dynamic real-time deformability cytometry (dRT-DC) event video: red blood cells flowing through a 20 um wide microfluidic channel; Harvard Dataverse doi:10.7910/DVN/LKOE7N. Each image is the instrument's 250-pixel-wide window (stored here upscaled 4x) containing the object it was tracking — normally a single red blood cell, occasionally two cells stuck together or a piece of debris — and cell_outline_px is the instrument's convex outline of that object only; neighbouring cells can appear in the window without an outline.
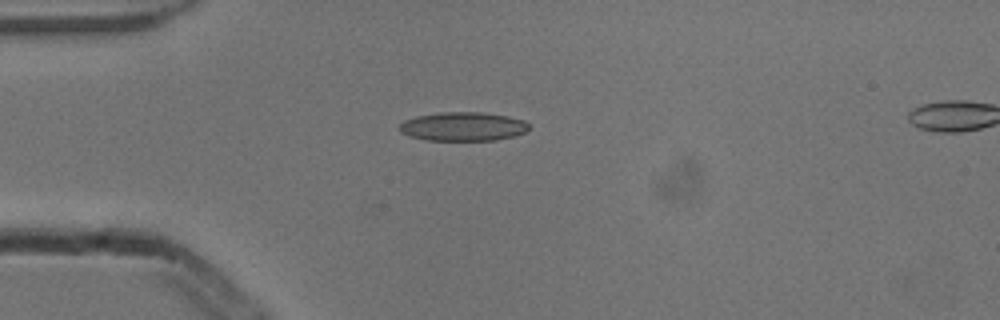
{"species": "common noctule bat (a hibernating species)", "species_latin": "Nyctalus noctula", "temperature_condition": "cold", "stored_images_in_passage": 3, "camera_frame_rate_fps": 3000, "um_per_image_px": 0.085, "animal": {"sex": "male", "body_mass_g": 13.3}, "frame": {"image": 1, "passage_image": 2, "time_ms": 0.333, "image_size_px": [1000, 320], "cell_outline_px": [[528, 128], [524, 132], [512, 136], [496, 140], [424, 140], [400, 132], [400, 124], [404, 120], [416, 116], [440, 112], [484, 112], [508, 116], [524, 120], [528, 124]], "centroid_in_image_um": [39.34, 10.74], "position_along_channel_um": 45.7, "area_um2": 21.68}}